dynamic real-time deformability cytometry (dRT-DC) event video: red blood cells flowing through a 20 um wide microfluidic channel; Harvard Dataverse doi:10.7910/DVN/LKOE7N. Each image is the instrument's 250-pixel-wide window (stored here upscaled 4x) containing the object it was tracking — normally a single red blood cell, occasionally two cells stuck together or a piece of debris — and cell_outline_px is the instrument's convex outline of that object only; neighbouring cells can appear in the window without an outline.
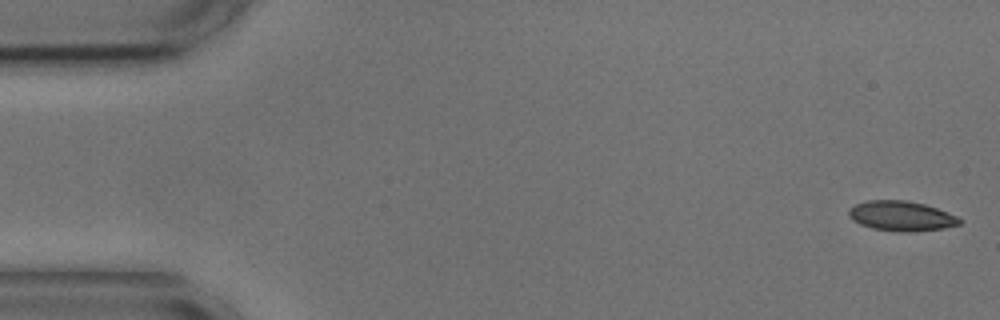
{"species": "common noctule bat (a hibernating species)", "species_latin": "Nyctalus noctula", "temperature_condition": "cold", "stored_images_in_passage": 5, "camera_frame_rate_fps": 3000, "um_per_image_px": 0.085, "animal": {"sex": "male", "body_mass_g": 17.9, "forearm_length_mm": 54.2}, "frame": {"image": 1, "passage_image": 1, "time_ms": 0.0, "image_size_px": [1000, 320], "cell_outline_px": [[964, 220], [960, 224], [944, 228], [908, 232], [872, 228], [860, 224], [852, 220], [848, 216], [848, 208], [856, 204], [868, 200], [908, 200], [924, 204], [936, 208], [956, 216]], "centroid_in_image_um": [76.59, 18.35], "position_along_channel_um": 8.4, "area_um2": 19.25}}
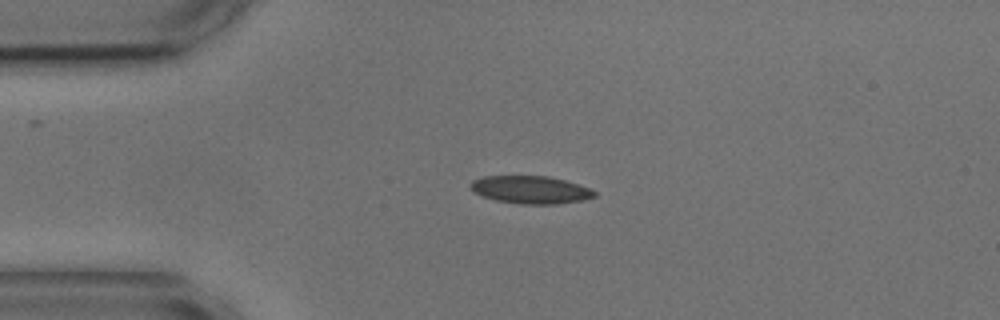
{"frame": {"image": 2, "passage_image": 4, "time_ms": 3.667, "image_size_px": [1000, 320], "cell_outline_px": [[596, 196], [580, 200], [556, 204], [520, 204], [496, 200], [484, 196], [476, 192], [468, 184], [472, 180], [484, 176], [548, 176], [564, 180], [588, 188], [596, 192]], "centroid_in_image_um": [45.08, 16.12], "position_along_channel_um": 39.9, "area_um2": 19.71}}